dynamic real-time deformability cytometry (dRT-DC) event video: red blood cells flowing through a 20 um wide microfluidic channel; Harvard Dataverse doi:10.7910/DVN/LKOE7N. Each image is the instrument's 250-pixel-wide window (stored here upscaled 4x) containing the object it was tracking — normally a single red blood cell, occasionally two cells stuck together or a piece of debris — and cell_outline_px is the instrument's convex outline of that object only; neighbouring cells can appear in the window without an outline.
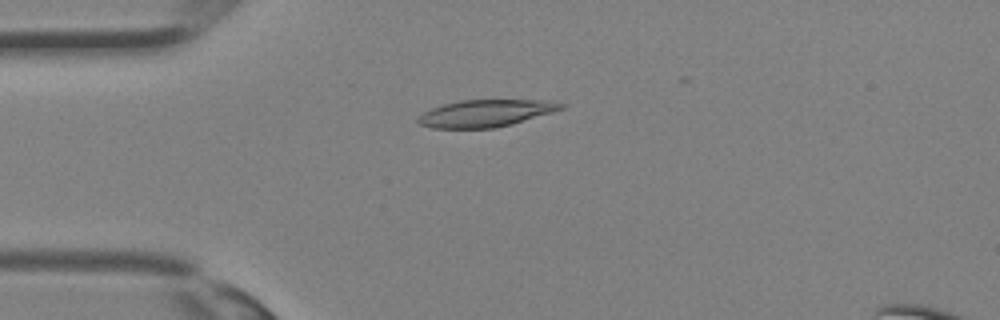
{"species": "Egyptian fruit bat (a non-hibernating species)", "species_latin": "Rousettus aegyptiacus", "temperature_condition": "room temperature", "stored_images_in_passage": 10, "camera_frame_rate_fps": 3000, "um_per_image_px": 0.085, "animal": {"sex": "female"}, "frame": {"image": 1, "passage_image": 4, "time_ms": 1.0, "image_size_px": [1000, 320], "cell_outline_px": [[568, 104], [564, 108], [552, 112], [512, 124], [496, 128], [432, 128], [420, 124], [416, 120], [424, 112], [432, 108], [444, 104], [460, 100], [552, 100]], "centroid_in_image_um": [41.33, 9.62], "position_along_channel_um": 43.7, "area_um2": 22.6}}
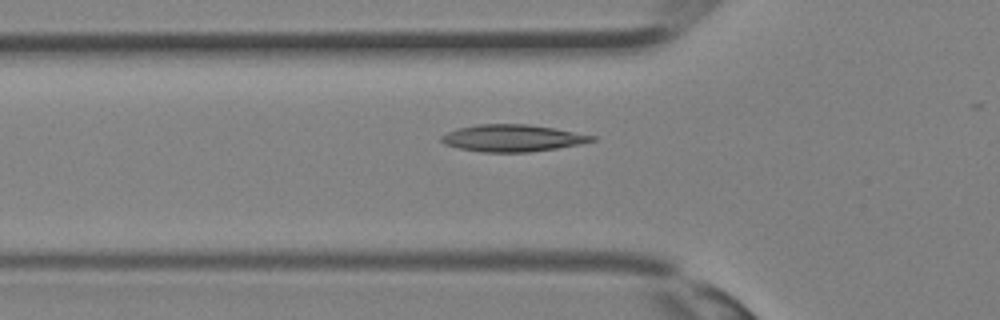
{"frame": {"image": 2, "passage_image": 7, "time_ms": 2.0, "image_size_px": [1000, 320], "cell_outline_px": [[600, 140], [580, 144], [556, 148], [528, 152], [480, 152], [456, 148], [444, 144], [440, 140], [440, 136], [448, 132], [460, 128], [476, 124], [528, 124], [552, 128], [596, 136]], "centroid_in_image_um": [43.55, 11.74], "position_along_channel_um": 82.2, "area_um2": 23.7}}
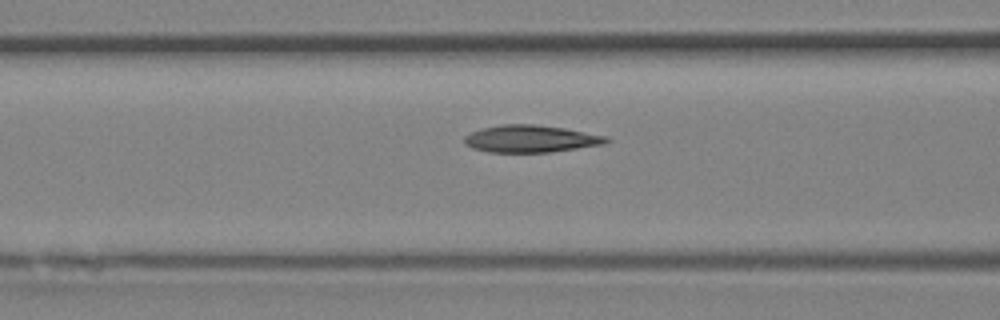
{"frame": {"image": 3, "passage_image": 9, "time_ms": 2.667, "image_size_px": [1000, 320], "cell_outline_px": [[608, 140], [604, 144], [552, 152], [488, 152], [472, 148], [464, 144], [464, 136], [472, 132], [484, 128], [500, 124], [532, 124], [564, 128], [608, 136]], "centroid_in_image_um": [45.09, 11.8], "position_along_channel_um": 121.5, "area_um2": 22.43}}